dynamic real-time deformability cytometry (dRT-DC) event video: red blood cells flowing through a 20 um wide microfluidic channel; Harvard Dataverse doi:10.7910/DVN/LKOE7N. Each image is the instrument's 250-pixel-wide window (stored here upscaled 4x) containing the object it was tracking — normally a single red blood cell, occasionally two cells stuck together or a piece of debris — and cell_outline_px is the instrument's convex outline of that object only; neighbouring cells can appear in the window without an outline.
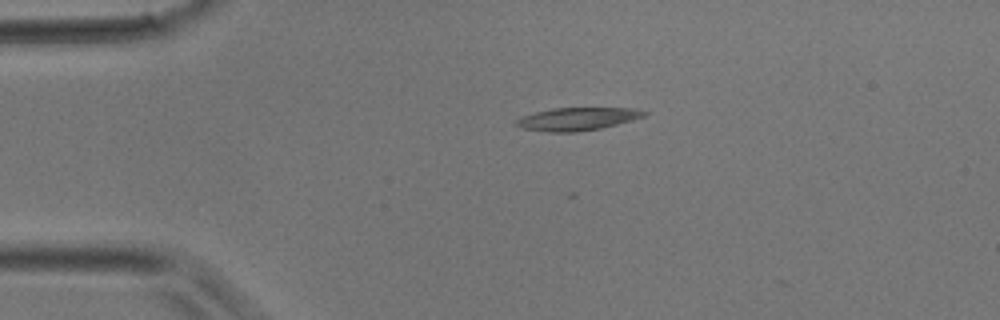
{"species": "common noctule bat (a hibernating species)", "species_latin": "Nyctalus noctula", "temperature_condition": "room temperature", "stored_images_in_passage": 4, "camera_frame_rate_fps": 3000, "um_per_image_px": 0.085, "animal": {"sex": "male", "body_mass_g": 17.9}, "frame": {"image": 1, "passage_image": 2, "time_ms": 0.333, "image_size_px": [1000, 320], "cell_outline_px": [[648, 112], [644, 116], [632, 120], [600, 128], [576, 132], [548, 132], [524, 128], [512, 124], [512, 120], [520, 116], [552, 108], [636, 108]], "centroid_in_image_um": [49.0, 10.1], "position_along_channel_um": 36.0, "area_um2": 17.11}}